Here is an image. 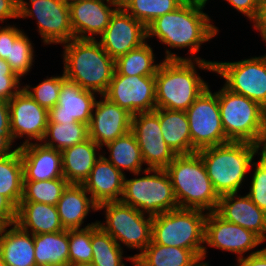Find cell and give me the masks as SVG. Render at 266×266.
Segmentation results:
<instances>
[{
  "mask_svg": "<svg viewBox=\"0 0 266 266\" xmlns=\"http://www.w3.org/2000/svg\"><path fill=\"white\" fill-rule=\"evenodd\" d=\"M140 174L134 173L132 179L125 175L122 203L151 217L179 208L165 169L148 168Z\"/></svg>",
  "mask_w": 266,
  "mask_h": 266,
  "instance_id": "ba28073f",
  "label": "cell"
},
{
  "mask_svg": "<svg viewBox=\"0 0 266 266\" xmlns=\"http://www.w3.org/2000/svg\"><path fill=\"white\" fill-rule=\"evenodd\" d=\"M218 196L240 193L250 167L259 154V144L229 141L197 151ZM246 178V179H245Z\"/></svg>",
  "mask_w": 266,
  "mask_h": 266,
  "instance_id": "277c9868",
  "label": "cell"
},
{
  "mask_svg": "<svg viewBox=\"0 0 266 266\" xmlns=\"http://www.w3.org/2000/svg\"><path fill=\"white\" fill-rule=\"evenodd\" d=\"M101 151L102 148L90 138L62 150V170L68 183L83 184L102 155Z\"/></svg>",
  "mask_w": 266,
  "mask_h": 266,
  "instance_id": "484cf974",
  "label": "cell"
},
{
  "mask_svg": "<svg viewBox=\"0 0 266 266\" xmlns=\"http://www.w3.org/2000/svg\"><path fill=\"white\" fill-rule=\"evenodd\" d=\"M36 266H69V230L34 235Z\"/></svg>",
  "mask_w": 266,
  "mask_h": 266,
  "instance_id": "f546056e",
  "label": "cell"
},
{
  "mask_svg": "<svg viewBox=\"0 0 266 266\" xmlns=\"http://www.w3.org/2000/svg\"><path fill=\"white\" fill-rule=\"evenodd\" d=\"M0 134H11L8 101L0 100Z\"/></svg>",
  "mask_w": 266,
  "mask_h": 266,
  "instance_id": "c3c4849f",
  "label": "cell"
},
{
  "mask_svg": "<svg viewBox=\"0 0 266 266\" xmlns=\"http://www.w3.org/2000/svg\"><path fill=\"white\" fill-rule=\"evenodd\" d=\"M96 100L88 125L89 138L103 146L131 131L132 114L104 95Z\"/></svg>",
  "mask_w": 266,
  "mask_h": 266,
  "instance_id": "d6986e66",
  "label": "cell"
},
{
  "mask_svg": "<svg viewBox=\"0 0 266 266\" xmlns=\"http://www.w3.org/2000/svg\"><path fill=\"white\" fill-rule=\"evenodd\" d=\"M31 42V38L24 32L15 41H10L9 58L6 62L21 79L24 75H28L34 66L36 55H34V43Z\"/></svg>",
  "mask_w": 266,
  "mask_h": 266,
  "instance_id": "74e56055",
  "label": "cell"
},
{
  "mask_svg": "<svg viewBox=\"0 0 266 266\" xmlns=\"http://www.w3.org/2000/svg\"><path fill=\"white\" fill-rule=\"evenodd\" d=\"M208 86L185 111L189 121L192 153L229 142L222 127L218 95Z\"/></svg>",
  "mask_w": 266,
  "mask_h": 266,
  "instance_id": "7c38bea8",
  "label": "cell"
},
{
  "mask_svg": "<svg viewBox=\"0 0 266 266\" xmlns=\"http://www.w3.org/2000/svg\"><path fill=\"white\" fill-rule=\"evenodd\" d=\"M214 72L229 91L243 95L266 109V54L239 61H214Z\"/></svg>",
  "mask_w": 266,
  "mask_h": 266,
  "instance_id": "30bf717a",
  "label": "cell"
},
{
  "mask_svg": "<svg viewBox=\"0 0 266 266\" xmlns=\"http://www.w3.org/2000/svg\"><path fill=\"white\" fill-rule=\"evenodd\" d=\"M34 251L33 234L16 223L2 226L0 255L6 266H36Z\"/></svg>",
  "mask_w": 266,
  "mask_h": 266,
  "instance_id": "d4e9b609",
  "label": "cell"
},
{
  "mask_svg": "<svg viewBox=\"0 0 266 266\" xmlns=\"http://www.w3.org/2000/svg\"><path fill=\"white\" fill-rule=\"evenodd\" d=\"M15 223L33 235L65 230L57 207L37 202H20L16 208Z\"/></svg>",
  "mask_w": 266,
  "mask_h": 266,
  "instance_id": "4316f807",
  "label": "cell"
},
{
  "mask_svg": "<svg viewBox=\"0 0 266 266\" xmlns=\"http://www.w3.org/2000/svg\"><path fill=\"white\" fill-rule=\"evenodd\" d=\"M259 155L263 160L266 161V131L263 134L259 143V154L257 156L259 157Z\"/></svg>",
  "mask_w": 266,
  "mask_h": 266,
  "instance_id": "f5cc1de1",
  "label": "cell"
},
{
  "mask_svg": "<svg viewBox=\"0 0 266 266\" xmlns=\"http://www.w3.org/2000/svg\"><path fill=\"white\" fill-rule=\"evenodd\" d=\"M183 0H123L120 6L147 27L156 18L175 11Z\"/></svg>",
  "mask_w": 266,
  "mask_h": 266,
  "instance_id": "d590c367",
  "label": "cell"
},
{
  "mask_svg": "<svg viewBox=\"0 0 266 266\" xmlns=\"http://www.w3.org/2000/svg\"><path fill=\"white\" fill-rule=\"evenodd\" d=\"M216 93L226 138L229 141L259 144L266 131V109L224 86Z\"/></svg>",
  "mask_w": 266,
  "mask_h": 266,
  "instance_id": "52a82bcc",
  "label": "cell"
},
{
  "mask_svg": "<svg viewBox=\"0 0 266 266\" xmlns=\"http://www.w3.org/2000/svg\"><path fill=\"white\" fill-rule=\"evenodd\" d=\"M56 207L65 230L83 229L89 212L98 211V205L82 184H68Z\"/></svg>",
  "mask_w": 266,
  "mask_h": 266,
  "instance_id": "cb8c5ba5",
  "label": "cell"
},
{
  "mask_svg": "<svg viewBox=\"0 0 266 266\" xmlns=\"http://www.w3.org/2000/svg\"><path fill=\"white\" fill-rule=\"evenodd\" d=\"M61 1L66 3L67 5H70L72 3H75V2H78V1H81V0H61Z\"/></svg>",
  "mask_w": 266,
  "mask_h": 266,
  "instance_id": "db71d44e",
  "label": "cell"
},
{
  "mask_svg": "<svg viewBox=\"0 0 266 266\" xmlns=\"http://www.w3.org/2000/svg\"><path fill=\"white\" fill-rule=\"evenodd\" d=\"M92 264L95 266H125L126 261L134 265L133 256H124V250L115 239L104 232L98 224L91 226Z\"/></svg>",
  "mask_w": 266,
  "mask_h": 266,
  "instance_id": "1f68e13d",
  "label": "cell"
},
{
  "mask_svg": "<svg viewBox=\"0 0 266 266\" xmlns=\"http://www.w3.org/2000/svg\"><path fill=\"white\" fill-rule=\"evenodd\" d=\"M131 132L147 168L165 169L175 158L176 154L165 143L161 133L159 108L132 115Z\"/></svg>",
  "mask_w": 266,
  "mask_h": 266,
  "instance_id": "5bb4252c",
  "label": "cell"
},
{
  "mask_svg": "<svg viewBox=\"0 0 266 266\" xmlns=\"http://www.w3.org/2000/svg\"><path fill=\"white\" fill-rule=\"evenodd\" d=\"M0 77H18L10 68L6 60L0 58Z\"/></svg>",
  "mask_w": 266,
  "mask_h": 266,
  "instance_id": "816d5d0a",
  "label": "cell"
},
{
  "mask_svg": "<svg viewBox=\"0 0 266 266\" xmlns=\"http://www.w3.org/2000/svg\"><path fill=\"white\" fill-rule=\"evenodd\" d=\"M198 209H175L152 218L151 241L190 249L203 263L205 219Z\"/></svg>",
  "mask_w": 266,
  "mask_h": 266,
  "instance_id": "8992f818",
  "label": "cell"
},
{
  "mask_svg": "<svg viewBox=\"0 0 266 266\" xmlns=\"http://www.w3.org/2000/svg\"><path fill=\"white\" fill-rule=\"evenodd\" d=\"M231 5L232 8L242 13L249 18L248 20L254 22L258 16L259 9L264 0H224Z\"/></svg>",
  "mask_w": 266,
  "mask_h": 266,
  "instance_id": "7bdbcfd3",
  "label": "cell"
},
{
  "mask_svg": "<svg viewBox=\"0 0 266 266\" xmlns=\"http://www.w3.org/2000/svg\"><path fill=\"white\" fill-rule=\"evenodd\" d=\"M105 210V221L98 226L111 235L121 248L137 249L141 253L151 243L152 218L121 201L98 205V211Z\"/></svg>",
  "mask_w": 266,
  "mask_h": 266,
  "instance_id": "9c48e42d",
  "label": "cell"
},
{
  "mask_svg": "<svg viewBox=\"0 0 266 266\" xmlns=\"http://www.w3.org/2000/svg\"><path fill=\"white\" fill-rule=\"evenodd\" d=\"M63 45V73L82 89L104 95L115 72V60L92 39L74 38Z\"/></svg>",
  "mask_w": 266,
  "mask_h": 266,
  "instance_id": "3957f363",
  "label": "cell"
},
{
  "mask_svg": "<svg viewBox=\"0 0 266 266\" xmlns=\"http://www.w3.org/2000/svg\"><path fill=\"white\" fill-rule=\"evenodd\" d=\"M0 194L16 208L23 196V166L19 149L8 156L0 157Z\"/></svg>",
  "mask_w": 266,
  "mask_h": 266,
  "instance_id": "836d02e7",
  "label": "cell"
},
{
  "mask_svg": "<svg viewBox=\"0 0 266 266\" xmlns=\"http://www.w3.org/2000/svg\"><path fill=\"white\" fill-rule=\"evenodd\" d=\"M263 243L264 241L254 232L225 221L215 211L209 212L205 219L203 265L209 266V262H205L208 253L207 246L234 253L239 259L248 252V255H251L261 251L262 249L252 250Z\"/></svg>",
  "mask_w": 266,
  "mask_h": 266,
  "instance_id": "4fadbf2b",
  "label": "cell"
},
{
  "mask_svg": "<svg viewBox=\"0 0 266 266\" xmlns=\"http://www.w3.org/2000/svg\"><path fill=\"white\" fill-rule=\"evenodd\" d=\"M215 212L225 221L250 230L266 241V213L247 194L220 196Z\"/></svg>",
  "mask_w": 266,
  "mask_h": 266,
  "instance_id": "44dd1931",
  "label": "cell"
},
{
  "mask_svg": "<svg viewBox=\"0 0 266 266\" xmlns=\"http://www.w3.org/2000/svg\"><path fill=\"white\" fill-rule=\"evenodd\" d=\"M0 266H6V264L3 262L1 255H0Z\"/></svg>",
  "mask_w": 266,
  "mask_h": 266,
  "instance_id": "9f6ffc18",
  "label": "cell"
},
{
  "mask_svg": "<svg viewBox=\"0 0 266 266\" xmlns=\"http://www.w3.org/2000/svg\"><path fill=\"white\" fill-rule=\"evenodd\" d=\"M125 175L101 155L82 185L97 205L120 201Z\"/></svg>",
  "mask_w": 266,
  "mask_h": 266,
  "instance_id": "603a6c76",
  "label": "cell"
},
{
  "mask_svg": "<svg viewBox=\"0 0 266 266\" xmlns=\"http://www.w3.org/2000/svg\"><path fill=\"white\" fill-rule=\"evenodd\" d=\"M24 31L15 27V24L0 26V58L7 60L9 58L10 41H15Z\"/></svg>",
  "mask_w": 266,
  "mask_h": 266,
  "instance_id": "b9f144b4",
  "label": "cell"
},
{
  "mask_svg": "<svg viewBox=\"0 0 266 266\" xmlns=\"http://www.w3.org/2000/svg\"><path fill=\"white\" fill-rule=\"evenodd\" d=\"M97 221L83 225V229L69 230V265L92 262L91 226Z\"/></svg>",
  "mask_w": 266,
  "mask_h": 266,
  "instance_id": "ab89813d",
  "label": "cell"
},
{
  "mask_svg": "<svg viewBox=\"0 0 266 266\" xmlns=\"http://www.w3.org/2000/svg\"><path fill=\"white\" fill-rule=\"evenodd\" d=\"M103 147H107L109 155L106 157V152H101L102 155L118 170L125 174L124 170L130 173L142 172L145 163L142 158L141 149L136 141L134 134L130 131L117 139L108 142ZM143 169V170H142Z\"/></svg>",
  "mask_w": 266,
  "mask_h": 266,
  "instance_id": "4dcf8cb0",
  "label": "cell"
},
{
  "mask_svg": "<svg viewBox=\"0 0 266 266\" xmlns=\"http://www.w3.org/2000/svg\"><path fill=\"white\" fill-rule=\"evenodd\" d=\"M69 266H95L92 263H81V264H76V265H69Z\"/></svg>",
  "mask_w": 266,
  "mask_h": 266,
  "instance_id": "11a10c76",
  "label": "cell"
},
{
  "mask_svg": "<svg viewBox=\"0 0 266 266\" xmlns=\"http://www.w3.org/2000/svg\"><path fill=\"white\" fill-rule=\"evenodd\" d=\"M23 166V181H45L64 178L62 153L42 142L19 147Z\"/></svg>",
  "mask_w": 266,
  "mask_h": 266,
  "instance_id": "7402d4cb",
  "label": "cell"
},
{
  "mask_svg": "<svg viewBox=\"0 0 266 266\" xmlns=\"http://www.w3.org/2000/svg\"><path fill=\"white\" fill-rule=\"evenodd\" d=\"M181 209L216 211L219 196L215 192L198 152L176 155L165 168Z\"/></svg>",
  "mask_w": 266,
  "mask_h": 266,
  "instance_id": "5b68a950",
  "label": "cell"
},
{
  "mask_svg": "<svg viewBox=\"0 0 266 266\" xmlns=\"http://www.w3.org/2000/svg\"><path fill=\"white\" fill-rule=\"evenodd\" d=\"M66 80L64 73L62 75L47 76L41 83L32 87L29 84L24 85V91L32 97L40 106L48 111L57 105L62 83Z\"/></svg>",
  "mask_w": 266,
  "mask_h": 266,
  "instance_id": "f35d334b",
  "label": "cell"
},
{
  "mask_svg": "<svg viewBox=\"0 0 266 266\" xmlns=\"http://www.w3.org/2000/svg\"><path fill=\"white\" fill-rule=\"evenodd\" d=\"M19 18H34L44 45L64 44L74 39L69 5L61 0H19Z\"/></svg>",
  "mask_w": 266,
  "mask_h": 266,
  "instance_id": "8fae6325",
  "label": "cell"
},
{
  "mask_svg": "<svg viewBox=\"0 0 266 266\" xmlns=\"http://www.w3.org/2000/svg\"><path fill=\"white\" fill-rule=\"evenodd\" d=\"M133 258L135 266H204L190 249L164 246L152 241Z\"/></svg>",
  "mask_w": 266,
  "mask_h": 266,
  "instance_id": "83f0119b",
  "label": "cell"
},
{
  "mask_svg": "<svg viewBox=\"0 0 266 266\" xmlns=\"http://www.w3.org/2000/svg\"><path fill=\"white\" fill-rule=\"evenodd\" d=\"M89 138L88 125L81 122H48L42 143L45 146L62 151Z\"/></svg>",
  "mask_w": 266,
  "mask_h": 266,
  "instance_id": "e575fe53",
  "label": "cell"
},
{
  "mask_svg": "<svg viewBox=\"0 0 266 266\" xmlns=\"http://www.w3.org/2000/svg\"><path fill=\"white\" fill-rule=\"evenodd\" d=\"M163 139L176 155L191 154L192 141L185 111L159 109Z\"/></svg>",
  "mask_w": 266,
  "mask_h": 266,
  "instance_id": "f1b7e54d",
  "label": "cell"
},
{
  "mask_svg": "<svg viewBox=\"0 0 266 266\" xmlns=\"http://www.w3.org/2000/svg\"><path fill=\"white\" fill-rule=\"evenodd\" d=\"M19 19V0H0V22Z\"/></svg>",
  "mask_w": 266,
  "mask_h": 266,
  "instance_id": "bcb514c9",
  "label": "cell"
},
{
  "mask_svg": "<svg viewBox=\"0 0 266 266\" xmlns=\"http://www.w3.org/2000/svg\"><path fill=\"white\" fill-rule=\"evenodd\" d=\"M207 4L202 0L184 2L175 11L156 18L146 27L147 41L155 37L170 49H189L187 55L190 57H182L166 48L164 60H202L195 54L200 52L203 43L220 32L211 17L203 12Z\"/></svg>",
  "mask_w": 266,
  "mask_h": 266,
  "instance_id": "6da1fadb",
  "label": "cell"
},
{
  "mask_svg": "<svg viewBox=\"0 0 266 266\" xmlns=\"http://www.w3.org/2000/svg\"><path fill=\"white\" fill-rule=\"evenodd\" d=\"M114 1H117V2L121 3L123 0H114Z\"/></svg>",
  "mask_w": 266,
  "mask_h": 266,
  "instance_id": "680465c9",
  "label": "cell"
},
{
  "mask_svg": "<svg viewBox=\"0 0 266 266\" xmlns=\"http://www.w3.org/2000/svg\"><path fill=\"white\" fill-rule=\"evenodd\" d=\"M254 169L251 175L249 192L251 200L266 213V161L259 157L252 163L250 169Z\"/></svg>",
  "mask_w": 266,
  "mask_h": 266,
  "instance_id": "60d3db41",
  "label": "cell"
},
{
  "mask_svg": "<svg viewBox=\"0 0 266 266\" xmlns=\"http://www.w3.org/2000/svg\"><path fill=\"white\" fill-rule=\"evenodd\" d=\"M252 24L253 29L259 31L262 41L266 45V0L263 1L258 16Z\"/></svg>",
  "mask_w": 266,
  "mask_h": 266,
  "instance_id": "681fc988",
  "label": "cell"
},
{
  "mask_svg": "<svg viewBox=\"0 0 266 266\" xmlns=\"http://www.w3.org/2000/svg\"><path fill=\"white\" fill-rule=\"evenodd\" d=\"M97 39L114 60L147 41V29L121 6L115 11L104 33Z\"/></svg>",
  "mask_w": 266,
  "mask_h": 266,
  "instance_id": "e0dca14e",
  "label": "cell"
},
{
  "mask_svg": "<svg viewBox=\"0 0 266 266\" xmlns=\"http://www.w3.org/2000/svg\"><path fill=\"white\" fill-rule=\"evenodd\" d=\"M198 68L214 73V61L163 59L155 75L156 108L186 111L209 86Z\"/></svg>",
  "mask_w": 266,
  "mask_h": 266,
  "instance_id": "7a4b0ae2",
  "label": "cell"
},
{
  "mask_svg": "<svg viewBox=\"0 0 266 266\" xmlns=\"http://www.w3.org/2000/svg\"><path fill=\"white\" fill-rule=\"evenodd\" d=\"M21 82L19 77H0V100L9 102L23 88Z\"/></svg>",
  "mask_w": 266,
  "mask_h": 266,
  "instance_id": "ee69618b",
  "label": "cell"
},
{
  "mask_svg": "<svg viewBox=\"0 0 266 266\" xmlns=\"http://www.w3.org/2000/svg\"><path fill=\"white\" fill-rule=\"evenodd\" d=\"M184 2H191V1H197V0H183Z\"/></svg>",
  "mask_w": 266,
  "mask_h": 266,
  "instance_id": "6f0895ef",
  "label": "cell"
},
{
  "mask_svg": "<svg viewBox=\"0 0 266 266\" xmlns=\"http://www.w3.org/2000/svg\"><path fill=\"white\" fill-rule=\"evenodd\" d=\"M104 96L132 115L154 111L155 76H126L114 72Z\"/></svg>",
  "mask_w": 266,
  "mask_h": 266,
  "instance_id": "9a60e30c",
  "label": "cell"
},
{
  "mask_svg": "<svg viewBox=\"0 0 266 266\" xmlns=\"http://www.w3.org/2000/svg\"><path fill=\"white\" fill-rule=\"evenodd\" d=\"M97 95L66 79L62 83L57 105L49 110L48 122H81L89 125L94 104L99 97Z\"/></svg>",
  "mask_w": 266,
  "mask_h": 266,
  "instance_id": "ffe728a7",
  "label": "cell"
},
{
  "mask_svg": "<svg viewBox=\"0 0 266 266\" xmlns=\"http://www.w3.org/2000/svg\"><path fill=\"white\" fill-rule=\"evenodd\" d=\"M12 139L25 138L20 144L42 142L49 121V111L40 106L22 88L9 102ZM34 140V141H32Z\"/></svg>",
  "mask_w": 266,
  "mask_h": 266,
  "instance_id": "2e32d148",
  "label": "cell"
},
{
  "mask_svg": "<svg viewBox=\"0 0 266 266\" xmlns=\"http://www.w3.org/2000/svg\"><path fill=\"white\" fill-rule=\"evenodd\" d=\"M153 47L146 41L115 60V72L126 76H155L161 61L157 63ZM155 62V63H154Z\"/></svg>",
  "mask_w": 266,
  "mask_h": 266,
  "instance_id": "d6a6232c",
  "label": "cell"
},
{
  "mask_svg": "<svg viewBox=\"0 0 266 266\" xmlns=\"http://www.w3.org/2000/svg\"><path fill=\"white\" fill-rule=\"evenodd\" d=\"M68 184L65 178L45 181H23L21 202H37L56 206Z\"/></svg>",
  "mask_w": 266,
  "mask_h": 266,
  "instance_id": "8d00e7d4",
  "label": "cell"
},
{
  "mask_svg": "<svg viewBox=\"0 0 266 266\" xmlns=\"http://www.w3.org/2000/svg\"><path fill=\"white\" fill-rule=\"evenodd\" d=\"M119 7L120 3L114 0H81L70 4L74 38L99 39Z\"/></svg>",
  "mask_w": 266,
  "mask_h": 266,
  "instance_id": "ac0fdd59",
  "label": "cell"
},
{
  "mask_svg": "<svg viewBox=\"0 0 266 266\" xmlns=\"http://www.w3.org/2000/svg\"><path fill=\"white\" fill-rule=\"evenodd\" d=\"M16 222V207L0 194V223L4 225Z\"/></svg>",
  "mask_w": 266,
  "mask_h": 266,
  "instance_id": "f6af8a7d",
  "label": "cell"
},
{
  "mask_svg": "<svg viewBox=\"0 0 266 266\" xmlns=\"http://www.w3.org/2000/svg\"><path fill=\"white\" fill-rule=\"evenodd\" d=\"M15 147L11 134H0V157L15 153L19 149L18 146Z\"/></svg>",
  "mask_w": 266,
  "mask_h": 266,
  "instance_id": "f907efd6",
  "label": "cell"
},
{
  "mask_svg": "<svg viewBox=\"0 0 266 266\" xmlns=\"http://www.w3.org/2000/svg\"><path fill=\"white\" fill-rule=\"evenodd\" d=\"M236 262L234 266H266V247L255 254L236 259Z\"/></svg>",
  "mask_w": 266,
  "mask_h": 266,
  "instance_id": "7dc6e473",
  "label": "cell"
}]
</instances>
